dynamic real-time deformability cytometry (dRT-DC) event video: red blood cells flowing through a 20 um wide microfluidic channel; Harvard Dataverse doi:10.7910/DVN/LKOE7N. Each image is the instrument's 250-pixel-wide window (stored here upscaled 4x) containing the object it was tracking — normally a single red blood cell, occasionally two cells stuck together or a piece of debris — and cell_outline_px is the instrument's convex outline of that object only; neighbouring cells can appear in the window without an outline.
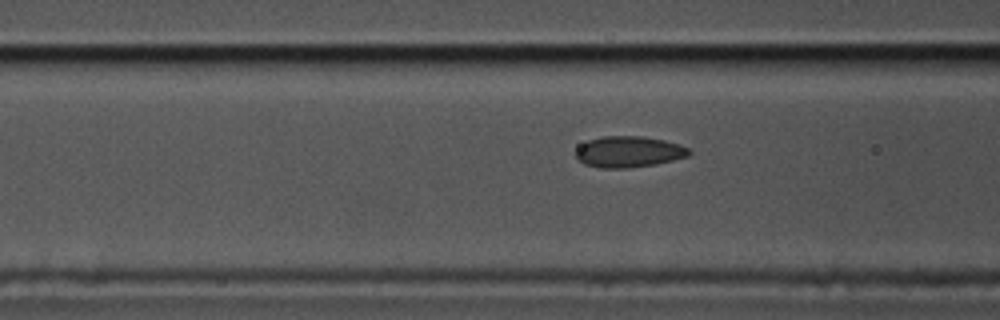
{"species": "common noctule bat (a hibernating species)", "species_latin": "Nyctalus noctula", "temperature_condition": "cold", "stored_images_in_passage": 41, "camera_frame_rate_fps": 3000, "um_per_image_px": 0.085, "animal": {"sex": "male", "body_mass_g": 17.5, "forearm_length_mm": 52.3}, "frame": {"image": 1, "passage_image": 16, "time_ms": 5.0, "image_size_px": [1000, 320], "cell_outline_px": [[692, 152], [688, 156], [656, 164], [628, 168], [600, 168], [584, 164], [576, 156], [576, 148], [580, 144], [588, 140], [604, 136], [640, 136], [664, 140], [680, 144], [688, 148]], "centroid_in_image_um": [53.43, 12.9], "position_along_channel_um": 113.2, "area_um2": 20.58}}
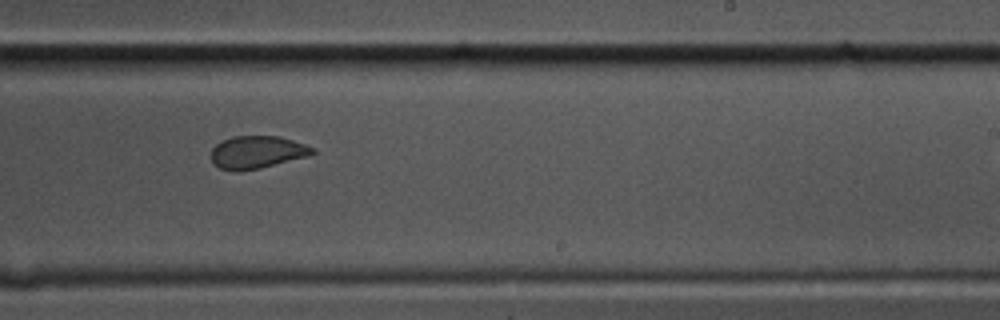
{"frame": {"image": 2, "passage_image": 29, "time_ms": 9.333, "image_size_px": [1000, 320], "cell_outline_px": [[316, 152], [308, 156], [260, 168], [240, 172], [232, 172], [220, 168], [212, 164], [212, 148], [216, 144], [232, 136], [280, 136], [316, 148]], "centroid_in_image_um": [21.84, 12.95], "position_along_channel_um": 267.2, "area_um2": 19.42}}
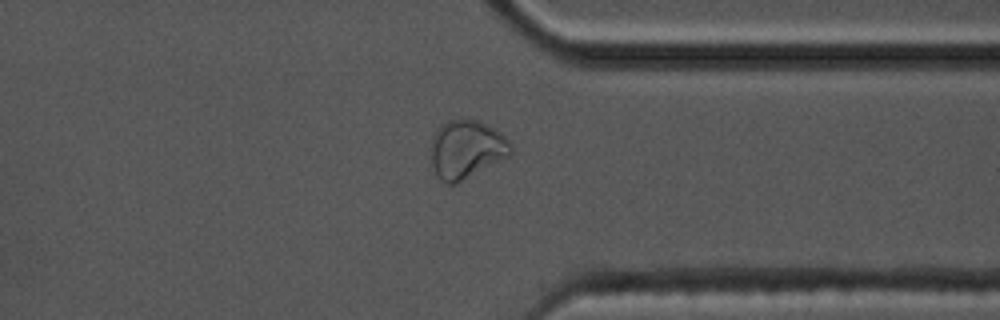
{"frame": {"image": 3, "passage_image": 38, "time_ms": 12.333, "image_size_px": [1000, 320], "cell_outline_px": [[512, 152], [508, 156], [456, 184], [448, 184], [436, 172], [432, 164], [432, 136], [440, 124], [448, 120], [476, 120], [496, 128], [512, 144]], "centroid_in_image_um": [39.66, 12.66], "position_along_channel_um": 371.7, "area_um2": 26.76}}